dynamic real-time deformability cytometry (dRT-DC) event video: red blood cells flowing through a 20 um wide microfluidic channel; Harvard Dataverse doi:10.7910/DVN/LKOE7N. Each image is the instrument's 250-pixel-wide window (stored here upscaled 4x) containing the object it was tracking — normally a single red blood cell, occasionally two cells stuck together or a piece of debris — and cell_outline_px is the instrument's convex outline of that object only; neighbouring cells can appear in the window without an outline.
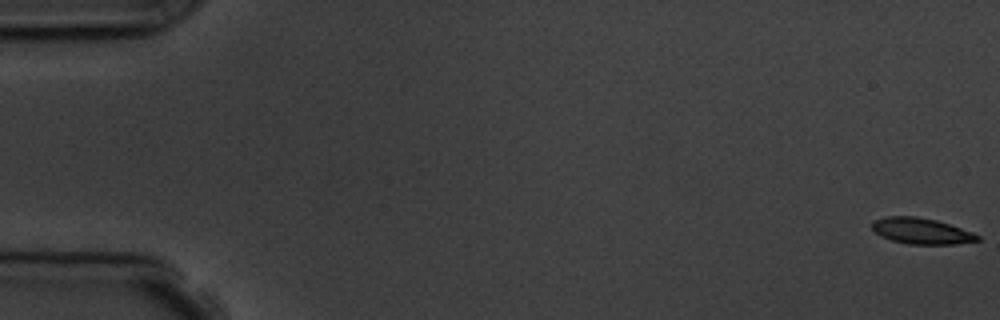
{"species": "common noctule bat (a hibernating species)", "species_latin": "Nyctalus noctula", "temperature_condition": "room temperature", "stored_images_in_passage": 7, "camera_frame_rate_fps": 3000, "um_per_image_px": 0.085, "animal": {"sex": "male", "body_mass_g": 19.5, "forearm_length_mm": 54.6}, "frame": {"image": 1, "passage_image": 1, "time_ms": 0.0, "image_size_px": [1000, 320], "cell_outline_px": [[980, 240], [956, 244], [908, 244], [892, 240], [880, 236], [872, 228], [872, 220], [884, 216], [916, 216], [936, 220], [972, 232], [980, 236]], "centroid_in_image_um": [78.28, 19.63], "position_along_channel_um": 6.7, "area_um2": 15.95}}
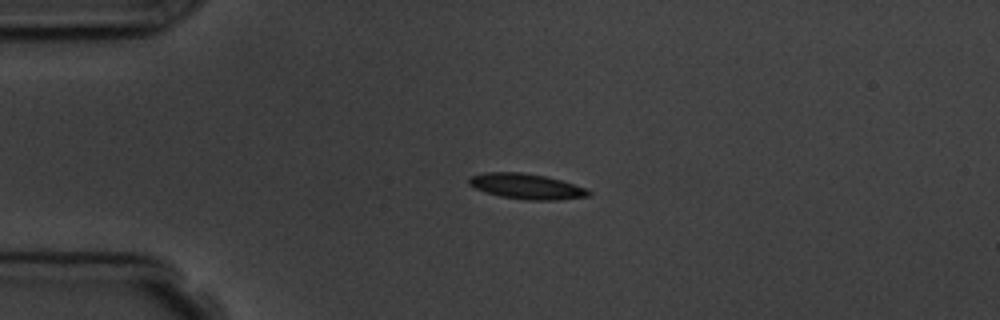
{"frame": {"image": 2, "passage_image": 5, "time_ms": 4.333, "image_size_px": [1000, 320], "cell_outline_px": [[592, 192], [588, 196], [556, 200], [528, 200], [500, 196], [476, 188], [468, 184], [468, 176], [484, 172], [520, 172], [544, 176], [560, 180], [584, 188]], "centroid_in_image_um": [44.7, 15.83], "position_along_channel_um": 40.3, "area_um2": 17.46}}